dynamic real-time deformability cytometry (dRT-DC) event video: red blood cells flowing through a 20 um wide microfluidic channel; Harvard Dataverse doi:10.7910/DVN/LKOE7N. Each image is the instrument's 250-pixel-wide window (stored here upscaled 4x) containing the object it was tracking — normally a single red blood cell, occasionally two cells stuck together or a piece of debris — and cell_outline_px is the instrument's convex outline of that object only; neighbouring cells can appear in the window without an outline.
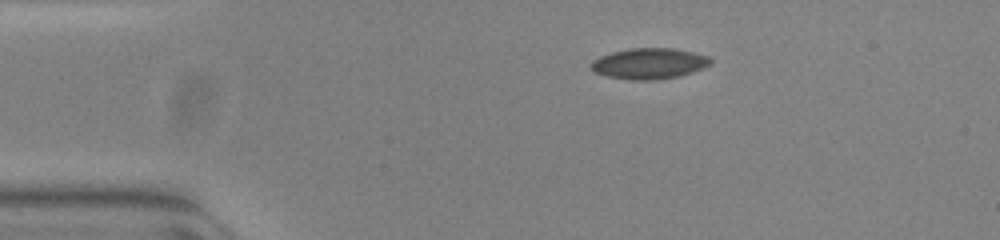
{"species": "common noctule bat (a hibernating species)", "species_latin": "Nyctalus noctula", "temperature_condition": "warm", "stored_images_in_passage": 45, "camera_frame_rate_fps": 3000, "um_per_image_px": 0.085, "animal": {"sex": "female", "body_mass_g": 23.0, "forearm_length_mm": 53.4}, "frame": {"image": 1, "passage_image": 1, "time_ms": 0.0, "image_size_px": [1000, 240], "cell_outline_px": [[712, 60], [708, 64], [700, 68], [676, 76], [652, 80], [636, 80], [608, 76], [596, 72], [592, 68], [592, 60], [600, 56], [612, 52], [632, 48], [672, 48], [692, 52], [708, 56]], "centroid_in_image_um": [55.14, 5.38], "position_along_channel_um": 29.9, "area_um2": 20.81}}
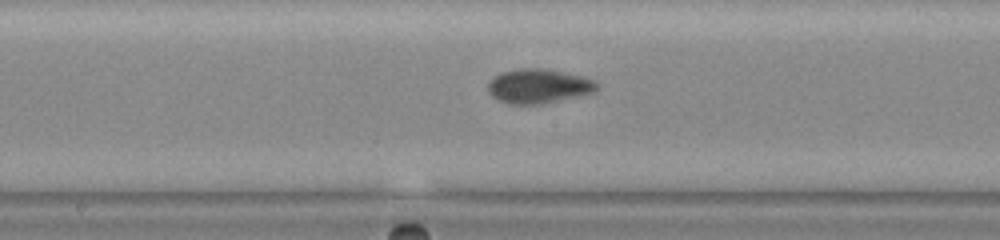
{"frame": {"image": 2, "passage_image": 19, "time_ms": 6.0, "image_size_px": [1000, 240], "cell_outline_px": [[600, 84], [592, 92], [540, 104], [508, 104], [492, 96], [488, 88], [488, 84], [496, 76], [504, 72], [520, 68], [540, 68], [580, 76], [596, 80]], "centroid_in_image_um": [45.77, 7.32], "position_along_channel_um": 202.4, "area_um2": 21.15}}
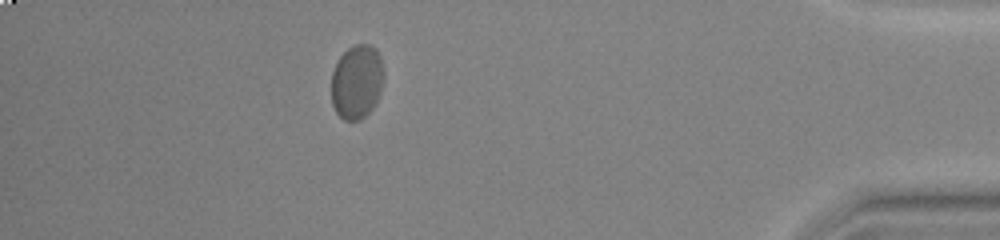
{"frame": {"image": 3, "passage_image": 39, "time_ms": 12.667, "image_size_px": [1000, 240], "cell_outline_px": [[380, 92], [372, 108], [360, 120], [344, 120], [336, 112], [332, 104], [332, 72], [340, 56], [348, 48], [356, 44], [368, 44], [376, 48], [380, 56]], "centroid_in_image_um": [30.28, 6.95], "position_along_channel_um": 404.9, "area_um2": 22.02}, "authors_computed_cell_mechanics": {"area_um2": 21.2704, "velocity_mm_per_s": 3.7963, "shape_relaxation_time_tau1_ms": 5.1727, "shape_relaxation_time_tau2_ms": null, "deformation_change_tau1": 0.1189, "deformation_change_tau2": null}}